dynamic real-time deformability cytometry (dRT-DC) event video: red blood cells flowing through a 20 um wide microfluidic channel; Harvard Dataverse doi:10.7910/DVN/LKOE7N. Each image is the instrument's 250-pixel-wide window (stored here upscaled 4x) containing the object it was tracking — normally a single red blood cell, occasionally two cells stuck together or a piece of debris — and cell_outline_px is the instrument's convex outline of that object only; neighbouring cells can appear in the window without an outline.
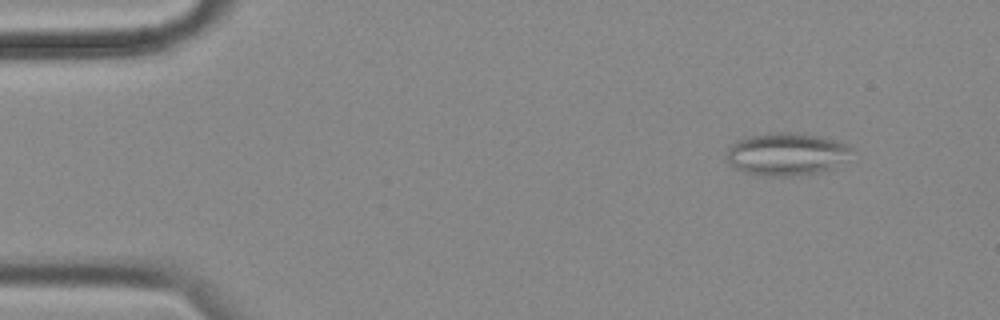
{"species": "common noctule bat (a hibernating species)", "species_latin": "Nyctalus noctula", "temperature_condition": "cold", "stored_images_in_passage": 57, "camera_frame_rate_fps": 3000, "um_per_image_px": 0.085, "animal": {"sex": "female", "body_mass_g": 18.4}, "frame": {"image": 1, "passage_image": 6, "time_ms": 1.667, "image_size_px": [1000, 320], "cell_outline_px": [[856, 148], [848, 160], [832, 168], [816, 172], [788, 176], [764, 176], [744, 172], [728, 164], [728, 148], [736, 140], [748, 136], [776, 132], [796, 132], [820, 136], [836, 140], [848, 144]], "centroid_in_image_um": [66.91, 13.08], "position_along_channel_um": 18.1, "area_um2": 31.39}}
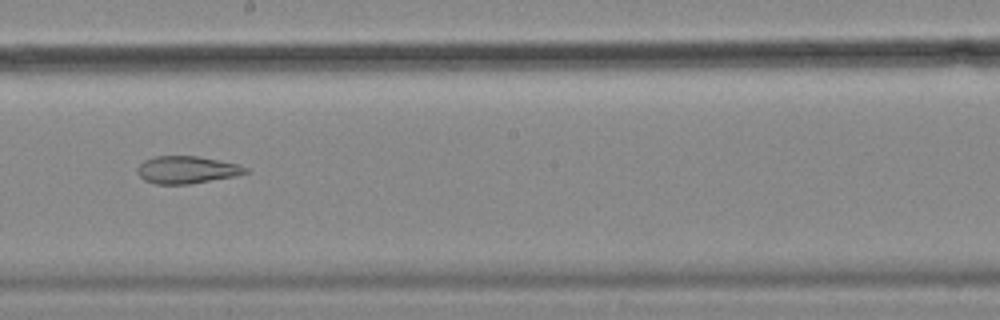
{"frame": {"image": 2, "passage_image": 32, "time_ms": 10.333, "image_size_px": [1000, 320], "cell_outline_px": [[248, 172], [232, 176], [188, 184], [156, 184], [144, 180], [136, 172], [136, 168], [144, 160], [156, 156], [196, 156], [240, 164], [248, 168]], "centroid_in_image_um": [15.84, 14.42], "position_along_channel_um": 232.4, "area_um2": 17.11}}
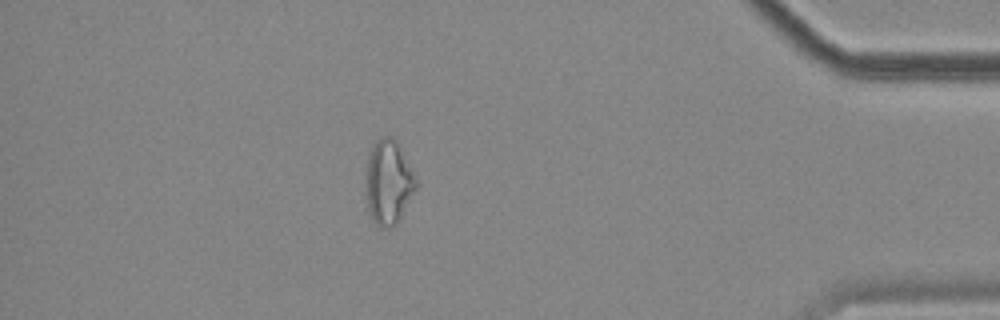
{"frame": {"image": 3, "passage_image": 50, "time_ms": 16.333, "image_size_px": [1000, 320], "cell_outline_px": [[416, 188], [396, 224], [392, 228], [380, 228], [372, 220], [368, 212], [368, 152], [372, 144], [380, 136], [392, 136], [396, 140], [416, 180]], "centroid_in_image_um": [33.01, 15.49], "position_along_channel_um": 402.2, "area_um2": 23.99}, "authors_computed_cell_mechanics": {"area_um2": 23.987, "velocity_mm_per_s": 3.5164, "shape_relaxation_time_tau1_ms": null, "shape_relaxation_time_tau2_ms": 2.7224, "deformation_change_tau1": null, "deformation_change_tau2": 0.1074}}